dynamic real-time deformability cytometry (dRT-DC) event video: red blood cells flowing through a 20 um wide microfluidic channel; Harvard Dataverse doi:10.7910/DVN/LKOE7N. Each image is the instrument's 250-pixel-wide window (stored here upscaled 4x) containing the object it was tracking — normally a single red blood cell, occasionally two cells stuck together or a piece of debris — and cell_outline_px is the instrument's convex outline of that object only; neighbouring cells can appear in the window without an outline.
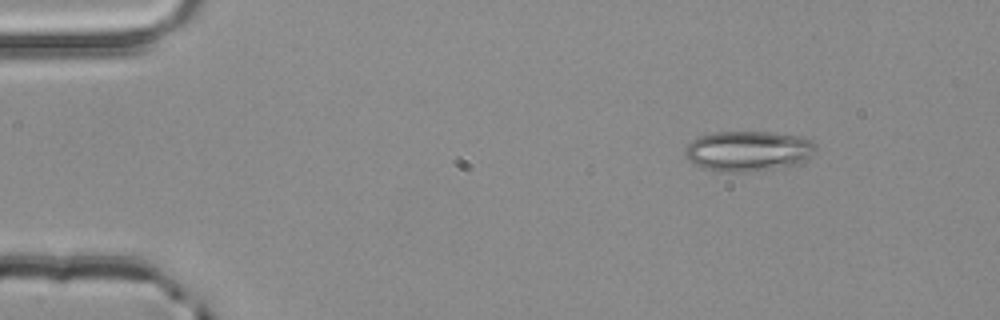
{"species": "common noctule bat (a hibernating species)", "species_latin": "Nyctalus noctula", "temperature_condition": "room temperature", "stored_images_in_passage": 2, "camera_frame_rate_fps": 3000, "um_per_image_px": 0.085, "animal": {"sex": "male", "body_mass_g": 20.4}, "frame": {"image": 1, "passage_image": 1, "time_ms": 0.0, "image_size_px": [1000, 320], "cell_outline_px": [[816, 152], [812, 156], [796, 164], [748, 172], [720, 172], [704, 168], [692, 164], [688, 160], [684, 152], [684, 148], [692, 140], [700, 136], [716, 132], [772, 132], [800, 136], [812, 140], [816, 144]], "centroid_in_image_um": [63.59, 12.83], "position_along_channel_um": 21.4, "area_um2": 30.87}}